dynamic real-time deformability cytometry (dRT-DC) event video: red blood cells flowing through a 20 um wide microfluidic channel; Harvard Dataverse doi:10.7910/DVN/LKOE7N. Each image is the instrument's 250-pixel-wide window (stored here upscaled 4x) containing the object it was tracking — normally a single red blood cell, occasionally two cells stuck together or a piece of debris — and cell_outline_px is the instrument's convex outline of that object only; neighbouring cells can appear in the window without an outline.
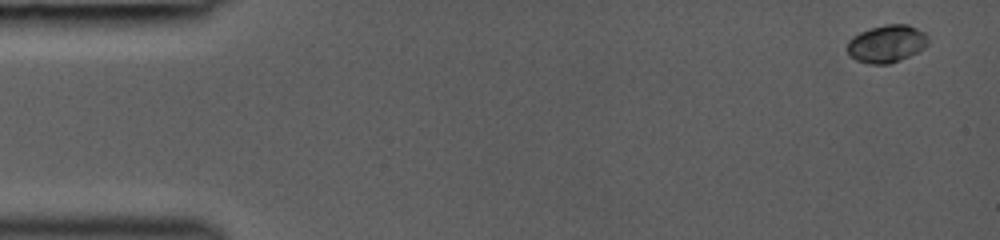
{"species": "common noctule bat (a hibernating species)", "species_latin": "Nyctalus noctula", "temperature_condition": "room temperature", "stored_images_in_passage": 11, "camera_frame_rate_fps": 3000, "um_per_image_px": 0.085, "animal": {"sex": "female", "body_mass_g": 19.0, "forearm_length_mm": 53.3}, "frame": {"image": 1, "passage_image": 1, "time_ms": 0.0, "image_size_px": [1000, 240], "cell_outline_px": [[928, 44], [924, 48], [900, 60], [888, 64], [872, 64], [856, 60], [844, 48], [848, 40], [852, 36], [860, 32], [872, 28], [888, 24], [908, 24], [924, 32], [928, 36]], "centroid_in_image_um": [75.35, 3.71], "position_along_channel_um": 9.7, "area_um2": 17.69}}
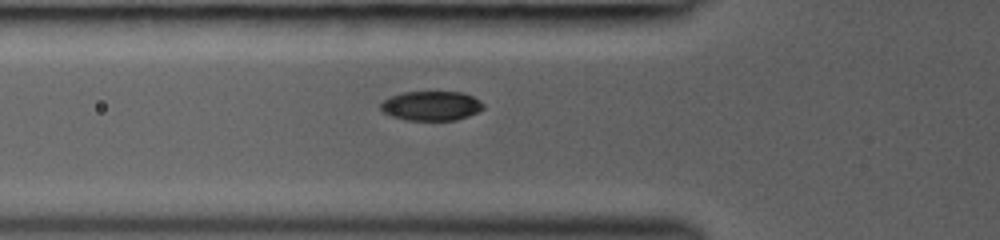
{"frame": {"image": 2, "passage_image": 7, "time_ms": 5.0, "image_size_px": [1000, 240], "cell_outline_px": [[484, 108], [468, 116], [456, 120], [404, 120], [388, 116], [380, 108], [380, 104], [384, 100], [392, 96], [404, 92], [460, 92], [472, 96], [480, 100], [484, 104]], "centroid_in_image_um": [36.64, 9.0], "position_along_channel_um": 89.2, "area_um2": 17.63}}
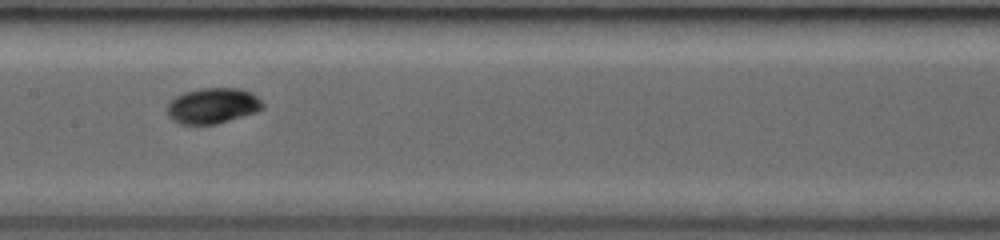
{"frame": {"image": 3, "passage_image": 10, "time_ms": 7.333, "image_size_px": [1000, 240], "cell_outline_px": [[264, 108], [256, 112], [216, 124], [180, 124], [172, 120], [168, 116], [168, 104], [176, 96], [184, 92], [200, 88], [240, 88], [252, 92], [264, 104]], "centroid_in_image_um": [18.09, 8.98], "position_along_channel_um": 189.3, "area_um2": 19.83}}